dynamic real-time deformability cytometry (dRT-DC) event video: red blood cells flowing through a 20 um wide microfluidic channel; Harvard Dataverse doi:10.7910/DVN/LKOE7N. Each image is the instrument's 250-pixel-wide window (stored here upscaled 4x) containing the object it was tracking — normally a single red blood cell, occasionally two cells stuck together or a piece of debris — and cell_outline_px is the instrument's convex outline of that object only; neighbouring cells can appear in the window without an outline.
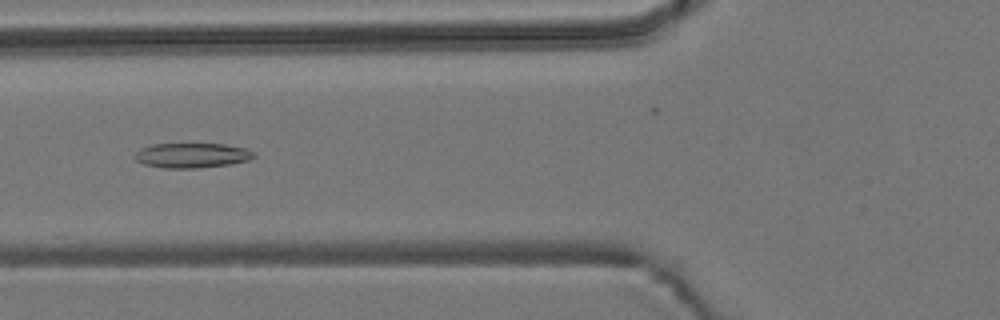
{"species": "common noctule bat (a hibernating species)", "species_latin": "Nyctalus noctula", "temperature_condition": "room temperature", "stored_images_in_passage": 44, "camera_frame_rate_fps": 3000, "um_per_image_px": 0.085, "animal": {"sex": "male", "body_mass_g": 19.2, "forearm_length_mm": 51.8}, "frame": {"image": 1, "passage_image": 10, "time_ms": 3.0, "image_size_px": [1000, 320], "cell_outline_px": [[256, 156], [248, 160], [232, 164], [200, 168], [164, 168], [144, 164], [136, 160], [136, 152], [140, 148], [152, 144], [224, 144], [244, 148], [256, 152]], "centroid_in_image_um": [16.35, 13.21], "position_along_channel_um": 109.5, "area_um2": 17.28}}
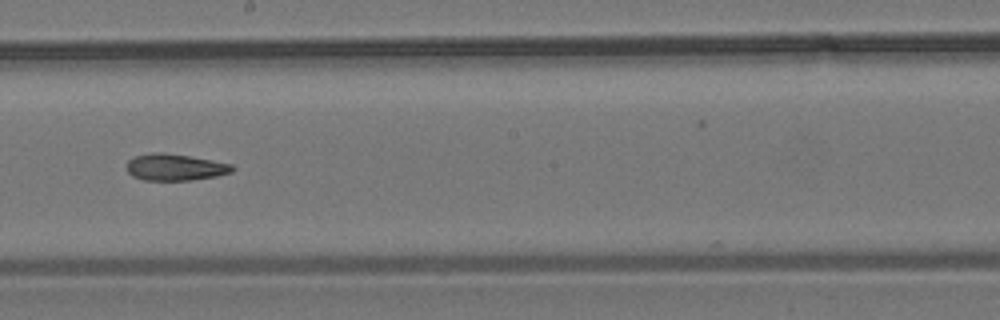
{"frame": {"image": 2, "passage_image": 20, "time_ms": 6.333, "image_size_px": [1000, 320], "cell_outline_px": [[236, 168], [232, 172], [216, 176], [188, 180], [144, 180], [132, 176], [128, 172], [128, 160], [136, 156], [152, 152], [160, 152], [188, 156], [232, 164]], "centroid_in_image_um": [14.89, 14.21], "position_along_channel_um": 233.3, "area_um2": 16.18}}
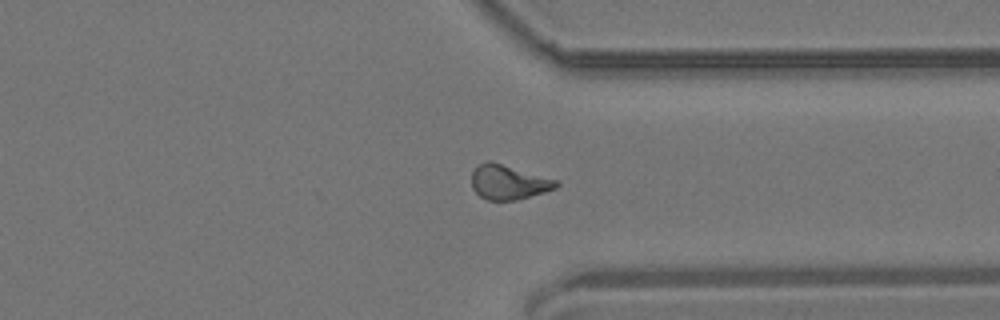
{"frame": {"image": 3, "passage_image": 31, "time_ms": 10.0, "image_size_px": [1000, 320], "cell_outline_px": [[560, 184], [556, 188], [544, 192], [516, 200], [488, 200], [480, 196], [472, 188], [472, 172], [476, 164], [488, 160], [492, 160], [556, 180]], "centroid_in_image_um": [43.18, 15.46], "position_along_channel_um": 368.2, "area_um2": 17.11}, "authors_computed_cell_mechanics": {"area_um2": 16.8487, "velocity_mm_per_s": 3.7109, "shape_relaxation_time_tau1_ms": null, "shape_relaxation_time_tau2_ms": 6.0195, "deformation_change_tau1": null, "deformation_change_tau2": 0.1438}}